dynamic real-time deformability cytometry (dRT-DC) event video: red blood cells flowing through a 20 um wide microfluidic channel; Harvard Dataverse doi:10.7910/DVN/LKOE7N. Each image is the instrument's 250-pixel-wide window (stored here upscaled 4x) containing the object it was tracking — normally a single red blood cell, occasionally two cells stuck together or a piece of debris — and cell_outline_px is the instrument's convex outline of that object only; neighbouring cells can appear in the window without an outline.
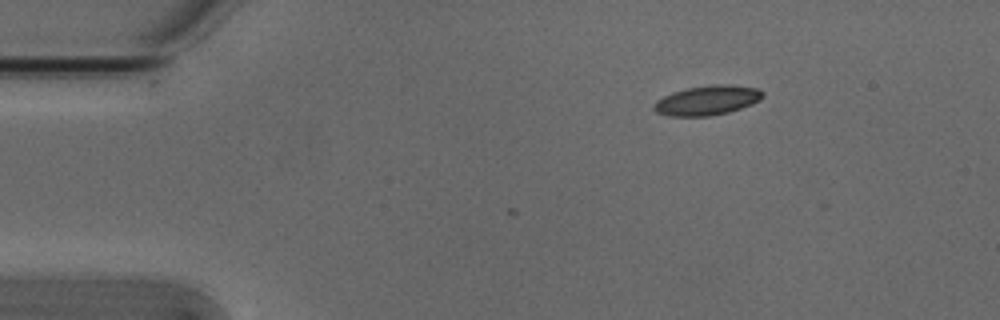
{"species": "Egyptian fruit bat (a non-hibernating species)", "species_latin": "Rousettus aegyptiacus", "temperature_condition": "cold", "stored_images_in_passage": 3, "camera_frame_rate_fps": 3000, "um_per_image_px": 0.085, "animal": {"sex": "male"}, "frame": {"image": 1, "passage_image": 1, "time_ms": 0.0, "image_size_px": [1000, 320], "cell_outline_px": [[764, 96], [760, 100], [752, 104], [728, 112], [712, 116], [668, 116], [656, 112], [652, 108], [652, 104], [656, 100], [672, 92], [688, 88], [716, 84], [728, 84], [756, 88], [764, 92]], "centroid_in_image_um": [60.09, 8.53], "position_along_channel_um": 24.9, "area_um2": 18.84}}